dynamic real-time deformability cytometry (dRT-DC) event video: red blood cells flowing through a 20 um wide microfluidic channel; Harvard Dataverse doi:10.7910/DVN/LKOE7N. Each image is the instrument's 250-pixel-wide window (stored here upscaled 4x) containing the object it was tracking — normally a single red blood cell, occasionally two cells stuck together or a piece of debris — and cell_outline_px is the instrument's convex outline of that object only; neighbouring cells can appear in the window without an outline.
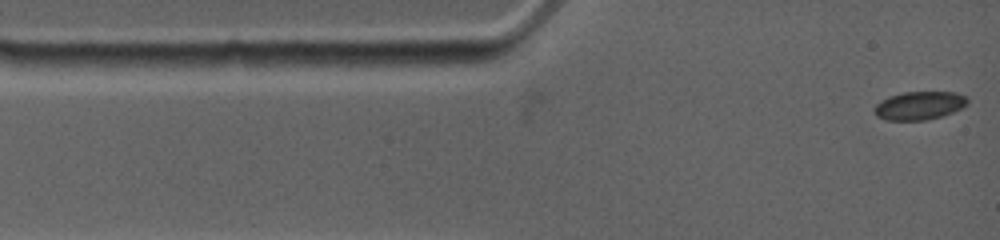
{"species": "common noctule bat (a hibernating species)", "species_latin": "Nyctalus noctula", "temperature_condition": "warm", "stored_images_in_passage": 15, "camera_frame_rate_fps": 4500, "um_per_image_px": 0.085, "animal": {"sex": "female", "body_mass_g": 19.0, "forearm_length_mm": 53.3}, "frame": {"image": 1, "passage_image": 1, "time_ms": 0.0, "image_size_px": [1000, 240], "cell_outline_px": [[968, 104], [952, 112], [928, 120], [888, 120], [876, 116], [872, 112], [876, 104], [880, 100], [888, 96], [904, 92], [956, 92], [964, 96], [968, 100]], "centroid_in_image_um": [78.1, 8.97], "position_along_channel_um": 6.9, "area_um2": 15.37}}
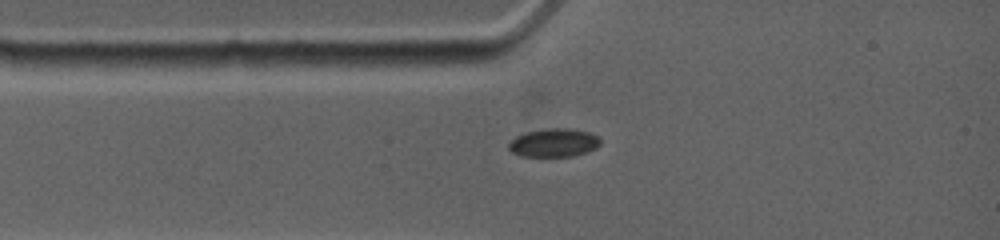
{"frame": {"image": 2, "passage_image": 10, "time_ms": 2.0, "image_size_px": [1000, 240], "cell_outline_px": [[600, 144], [596, 148], [588, 152], [572, 156], [520, 156], [512, 152], [508, 148], [508, 144], [516, 136], [524, 132], [548, 128], [572, 128], [588, 132], [596, 136], [600, 140]], "centroid_in_image_um": [47.07, 12.13], "position_along_channel_um": 37.9, "area_um2": 15.2}}